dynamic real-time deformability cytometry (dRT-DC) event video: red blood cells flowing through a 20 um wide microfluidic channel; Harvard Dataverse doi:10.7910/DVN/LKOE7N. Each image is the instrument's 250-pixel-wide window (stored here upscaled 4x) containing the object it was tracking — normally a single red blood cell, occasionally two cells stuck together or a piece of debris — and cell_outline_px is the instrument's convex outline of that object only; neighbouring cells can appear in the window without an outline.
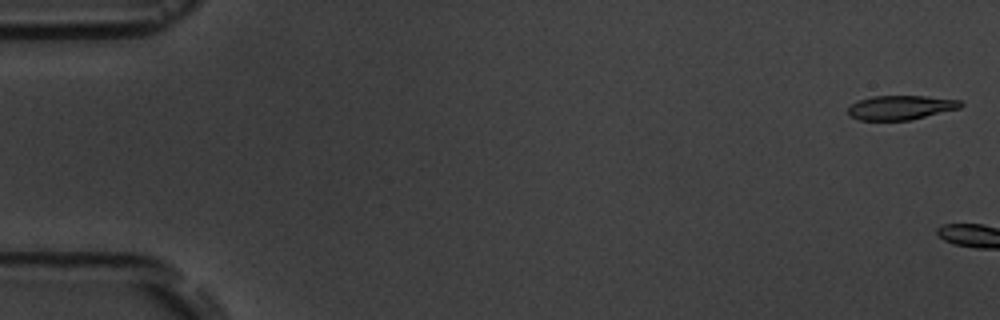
{"species": "common noctule bat (a hibernating species)", "species_latin": "Nyctalus noctula", "temperature_condition": "room temperature", "stored_images_in_passage": 2, "camera_frame_rate_fps": 3000, "um_per_image_px": 0.085, "animal": {"sex": "male", "body_mass_g": 19.5, "forearm_length_mm": 54.6}, "frame": {"image": 1, "passage_image": 1, "time_ms": 0.0, "image_size_px": [1000, 320], "cell_outline_px": [[964, 104], [960, 108], [908, 120], [860, 120], [848, 116], [848, 108], [856, 100], [872, 96], [924, 96], [960, 100]], "centroid_in_image_um": [76.52, 9.13], "position_along_channel_um": 8.5, "area_um2": 15.9}}